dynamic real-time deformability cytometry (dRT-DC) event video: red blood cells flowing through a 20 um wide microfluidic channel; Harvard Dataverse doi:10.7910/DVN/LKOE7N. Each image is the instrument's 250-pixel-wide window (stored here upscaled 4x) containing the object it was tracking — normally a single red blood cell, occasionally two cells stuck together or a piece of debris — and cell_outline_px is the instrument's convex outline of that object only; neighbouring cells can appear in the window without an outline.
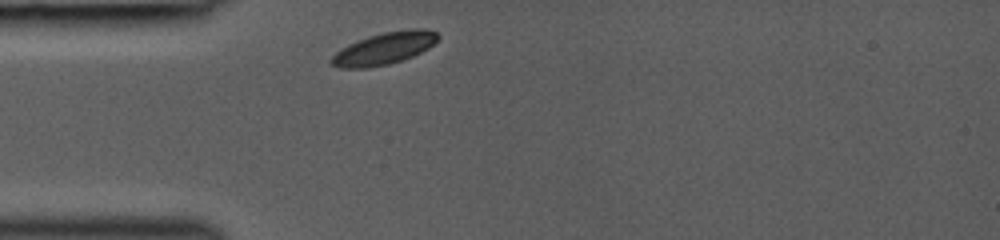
{"species": "common noctule bat (a hibernating species)", "species_latin": "Nyctalus noctula", "temperature_condition": "room temperature", "stored_images_in_passage": 27, "camera_frame_rate_fps": 3000, "um_per_image_px": 0.085, "animal": {"sex": "female", "body_mass_g": 19.0, "forearm_length_mm": 53.3}, "frame": {"image": 1, "passage_image": 1, "time_ms": 0.0, "image_size_px": [1000, 240], "cell_outline_px": [[440, 36], [428, 48], [412, 56], [388, 64], [368, 68], [336, 68], [328, 64], [328, 60], [340, 48], [348, 44], [368, 36], [384, 32], [412, 28], [420, 28], [436, 32]], "centroid_in_image_um": [32.58, 4.13], "position_along_channel_um": 52.4, "area_um2": 19.94}}
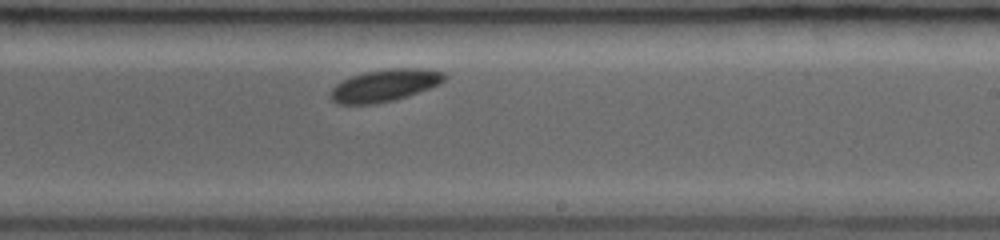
{"frame": {"image": 2, "passage_image": 16, "time_ms": 5.0, "image_size_px": [1000, 240], "cell_outline_px": [[448, 76], [440, 84], [392, 100], [376, 104], [336, 104], [328, 96], [328, 92], [336, 84], [352, 76], [364, 72], [388, 68], [420, 68], [444, 72]], "centroid_in_image_um": [32.66, 7.25], "position_along_channel_um": 256.3, "area_um2": 21.27}}
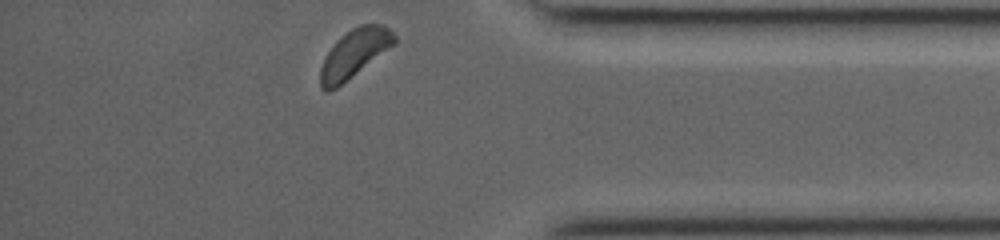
{"frame": {"image": 3, "passage_image": 27, "time_ms": 8.667, "image_size_px": [1000, 240], "cell_outline_px": [[396, 44], [336, 88], [328, 92], [324, 92], [320, 88], [320, 68], [324, 56], [336, 40], [340, 36], [352, 28], [360, 24], [380, 24], [388, 28], [396, 36]], "centroid_in_image_um": [30.09, 4.55], "position_along_channel_um": 405.1, "area_um2": 20.92}}